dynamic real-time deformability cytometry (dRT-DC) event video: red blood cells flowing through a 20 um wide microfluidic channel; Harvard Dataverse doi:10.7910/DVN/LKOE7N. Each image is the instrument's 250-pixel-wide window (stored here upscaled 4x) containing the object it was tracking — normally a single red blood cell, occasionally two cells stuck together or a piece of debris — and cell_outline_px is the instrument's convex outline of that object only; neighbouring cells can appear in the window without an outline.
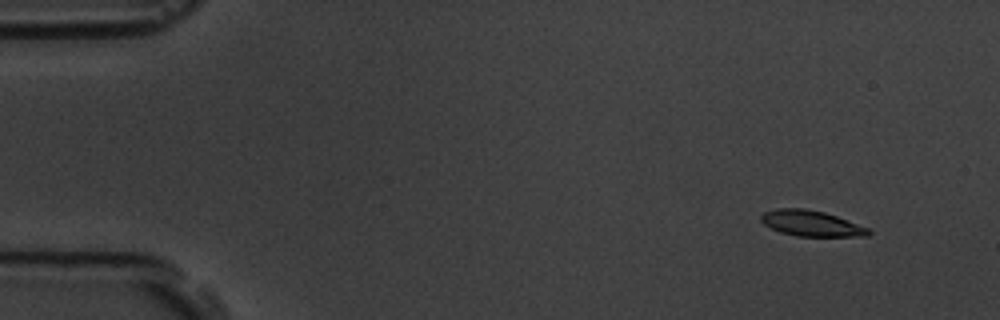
{"species": "common noctule bat (a hibernating species)", "species_latin": "Nyctalus noctula", "temperature_condition": "room temperature", "stored_images_in_passage": 9, "camera_frame_rate_fps": 3000, "um_per_image_px": 0.085, "animal": {"sex": "male", "body_mass_g": 19.5, "forearm_length_mm": 54.6}, "frame": {"image": 1, "passage_image": 1, "time_ms": 0.0, "image_size_px": [1000, 320], "cell_outline_px": [[872, 232], [868, 236], [796, 236], [780, 232], [764, 224], [760, 220], [760, 216], [764, 212], [776, 208], [804, 208], [824, 212], [836, 216], [868, 228]], "centroid_in_image_um": [68.93, 18.98], "position_along_channel_um": 16.1, "area_um2": 16.01}}
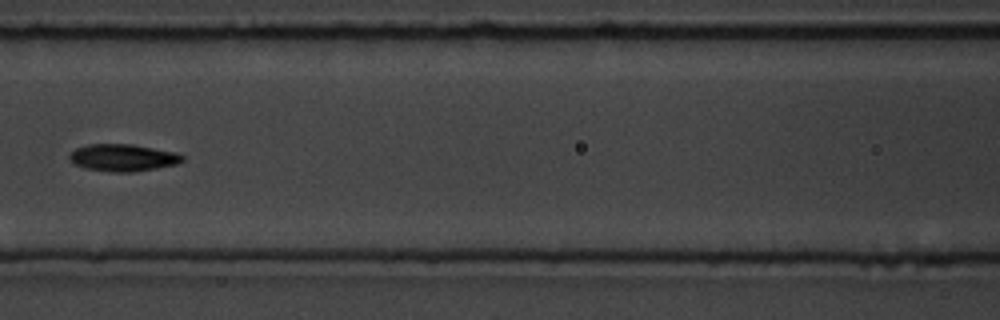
{"frame": {"image": 2, "passage_image": 7, "time_ms": 7.0, "image_size_px": [1000, 320], "cell_outline_px": [[184, 160], [176, 164], [156, 168], [132, 172], [112, 172], [84, 168], [76, 164], [68, 156], [76, 148], [88, 144], [132, 144], [176, 152], [184, 156]], "centroid_in_image_um": [10.47, 13.4], "position_along_channel_um": 156.1, "area_um2": 17.74}}
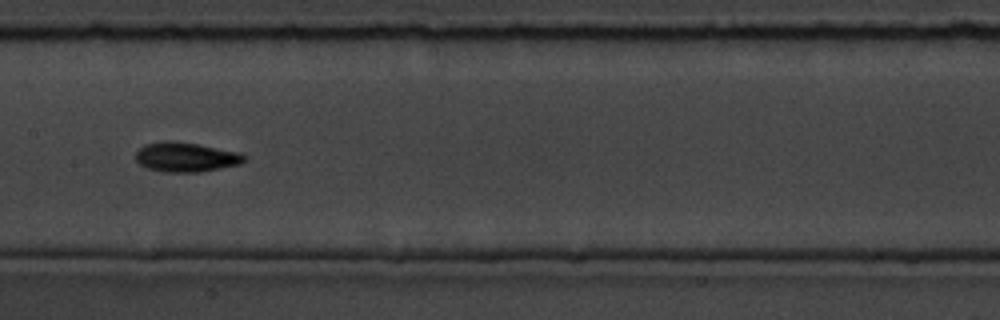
{"frame": {"image": 3, "passage_image": 8, "time_ms": 8.0, "image_size_px": [1000, 320], "cell_outline_px": [[248, 156], [240, 164], [200, 172], [164, 172], [148, 168], [140, 164], [136, 160], [136, 152], [144, 144], [164, 140], [168, 140], [196, 144], [244, 152]], "centroid_in_image_um": [15.84, 13.34], "position_along_channel_um": 191.6, "area_um2": 18.84}}